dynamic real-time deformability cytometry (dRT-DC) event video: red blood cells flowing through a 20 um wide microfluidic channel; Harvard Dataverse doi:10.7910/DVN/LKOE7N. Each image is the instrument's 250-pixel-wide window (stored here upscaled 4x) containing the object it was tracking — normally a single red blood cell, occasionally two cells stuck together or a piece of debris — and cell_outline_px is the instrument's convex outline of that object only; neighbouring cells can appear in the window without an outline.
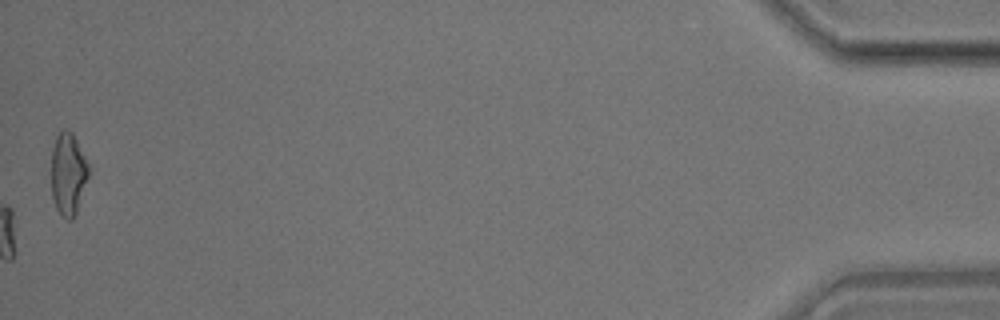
{"species": "common noctule bat (a hibernating species)", "species_latin": "Nyctalus noctula", "temperature_condition": "room temperature", "stored_images_in_passage": 48, "camera_frame_rate_fps": 3000, "um_per_image_px": 0.085, "animal": {"sex": "male", "body_mass_g": 17.9}, "frame": {"image": 1, "passage_image": 48, "time_ms": 15.667, "image_size_px": [1000, 320], "cell_outline_px": [[92, 168], [76, 212], [72, 220], [68, 220], [56, 208], [52, 196], [52, 148], [56, 136], [64, 128], [68, 128], [72, 132], [92, 164]], "centroid_in_image_um": [5.85, 14.71], "position_along_channel_um": 429.4, "area_um2": 18.38}}